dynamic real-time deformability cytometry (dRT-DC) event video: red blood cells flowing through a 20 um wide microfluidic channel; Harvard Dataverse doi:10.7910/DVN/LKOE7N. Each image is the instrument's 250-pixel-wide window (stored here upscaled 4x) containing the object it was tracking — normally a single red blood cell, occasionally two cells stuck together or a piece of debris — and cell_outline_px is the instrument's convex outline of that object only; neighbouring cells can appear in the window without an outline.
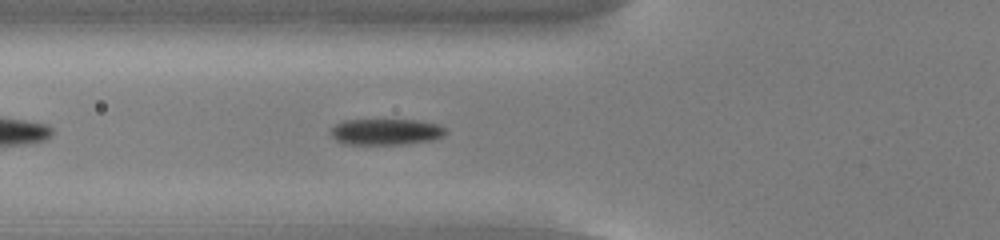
{"species": "common noctule bat (a hibernating species)", "species_latin": "Nyctalus noctula", "temperature_condition": "cold", "stored_images_in_passage": 34, "camera_frame_rate_fps": 3000, "um_per_image_px": 0.085, "animal": {"sex": "male", "body_mass_g": 13.0, "forearm_length_mm": 53.1}, "frame": {"image": 1, "passage_image": 5, "time_ms": 1.333, "image_size_px": [1000, 240], "cell_outline_px": [[448, 132], [432, 140], [404, 144], [344, 144], [336, 140], [328, 132], [336, 124], [344, 120], [416, 120], [436, 124], [444, 128]], "centroid_in_image_um": [32.75, 11.2], "position_along_channel_um": 93.0, "area_um2": 17.4}}
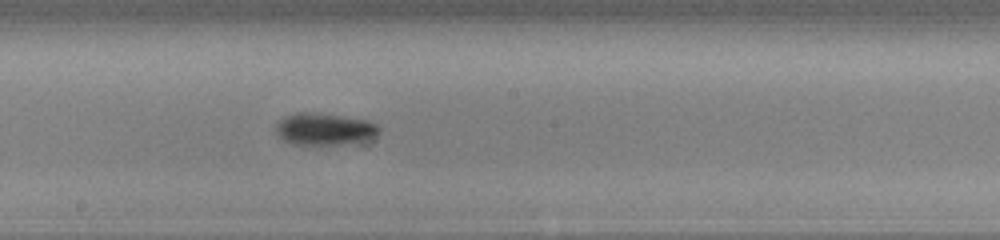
{"frame": {"image": 2, "passage_image": 15, "time_ms": 4.667, "image_size_px": [1000, 240], "cell_outline_px": [[380, 132], [376, 136], [368, 140], [340, 144], [292, 144], [284, 140], [276, 132], [276, 124], [284, 116], [296, 112], [308, 112], [340, 116], [368, 120], [376, 124], [380, 128]], "centroid_in_image_um": [27.59, 10.97], "position_along_channel_um": 220.6, "area_um2": 19.13}}
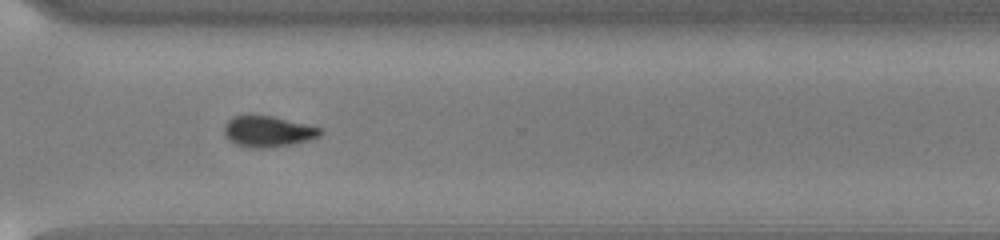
{"frame": {"image": 3, "passage_image": 25, "time_ms": 8.0, "image_size_px": [1000, 240], "cell_outline_px": [[320, 136], [308, 140], [292, 144], [264, 148], [248, 148], [236, 144], [228, 140], [224, 136], [224, 124], [232, 116], [248, 112], [272, 116], [320, 128]], "centroid_in_image_um": [22.66, 11.14], "position_along_channel_um": 347.9, "area_um2": 17.69}, "authors_computed_cell_mechanics": {"area_um2": 17.9758, "velocity_mm_per_s": 3.8231, "shape_relaxation_time_tau1_ms": 2.1092, "shape_relaxation_time_tau2_ms": 8.1719, "deformation_change_tau1": 0.1094, "deformation_change_tau2": 0.1051}}